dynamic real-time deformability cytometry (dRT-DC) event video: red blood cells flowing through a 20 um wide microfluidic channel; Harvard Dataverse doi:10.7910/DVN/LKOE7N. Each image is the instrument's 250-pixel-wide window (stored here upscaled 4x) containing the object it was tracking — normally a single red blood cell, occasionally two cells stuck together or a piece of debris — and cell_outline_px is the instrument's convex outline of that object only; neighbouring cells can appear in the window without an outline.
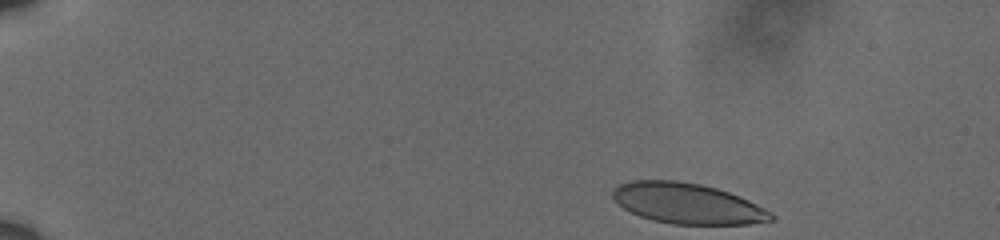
{"species": "human", "species_latin": "Homo sapiens", "temperature_condition": "cold", "stored_images_in_passage": 21, "camera_frame_rate_fps": 3000, "um_per_image_px": 0.085, "donor": {"sex": "male"}, "frame": {"image": 1, "passage_image": 1, "time_ms": 0.0, "image_size_px": [1000, 240], "cell_outline_px": [[776, 220], [748, 224], [672, 224], [652, 220], [640, 216], [624, 208], [612, 196], [612, 192], [620, 184], [632, 180], [676, 180], [700, 184], [716, 188], [740, 196], [772, 212], [776, 216]], "centroid_in_image_um": [58.47, 17.3], "position_along_channel_um": 26.5, "area_um2": 37.34}}
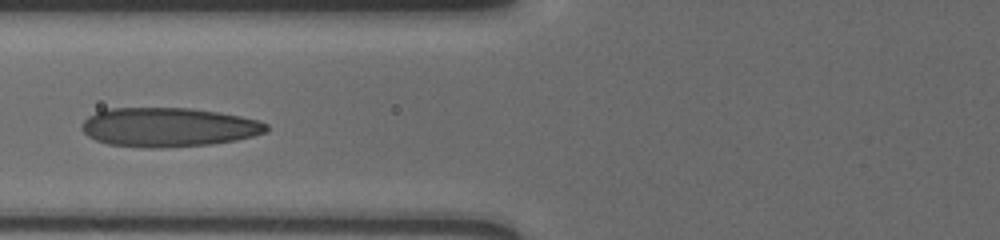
{"frame": {"image": 2, "passage_image": 15, "time_ms": 4.667, "image_size_px": [1000, 240], "cell_outline_px": [[268, 132], [236, 140], [212, 144], [160, 148], [148, 148], [108, 144], [96, 140], [88, 136], [80, 128], [80, 124], [88, 116], [104, 108], [192, 108], [240, 116], [260, 120], [268, 124]], "centroid_in_image_um": [14.3, 10.81], "position_along_channel_um": 111.5, "area_um2": 42.37}}
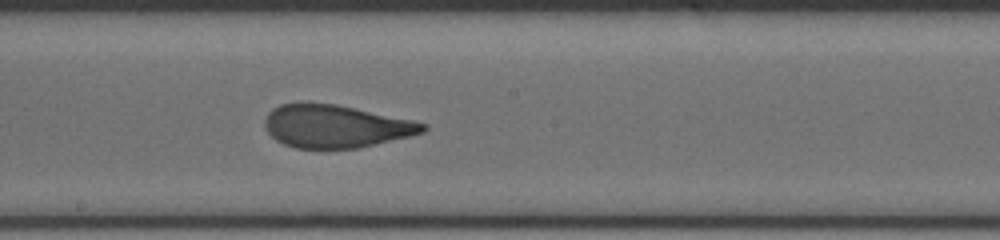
{"frame": {"image": 3, "passage_image": 21, "time_ms": 6.667, "image_size_px": [1000, 240], "cell_outline_px": [[428, 128], [424, 132], [412, 136], [356, 148], [296, 148], [284, 144], [276, 140], [268, 132], [264, 124], [264, 120], [268, 112], [272, 108], [280, 104], [336, 104], [412, 120], [428, 124]], "centroid_in_image_um": [28.55, 10.74], "position_along_channel_um": 219.7, "area_um2": 39.07}}